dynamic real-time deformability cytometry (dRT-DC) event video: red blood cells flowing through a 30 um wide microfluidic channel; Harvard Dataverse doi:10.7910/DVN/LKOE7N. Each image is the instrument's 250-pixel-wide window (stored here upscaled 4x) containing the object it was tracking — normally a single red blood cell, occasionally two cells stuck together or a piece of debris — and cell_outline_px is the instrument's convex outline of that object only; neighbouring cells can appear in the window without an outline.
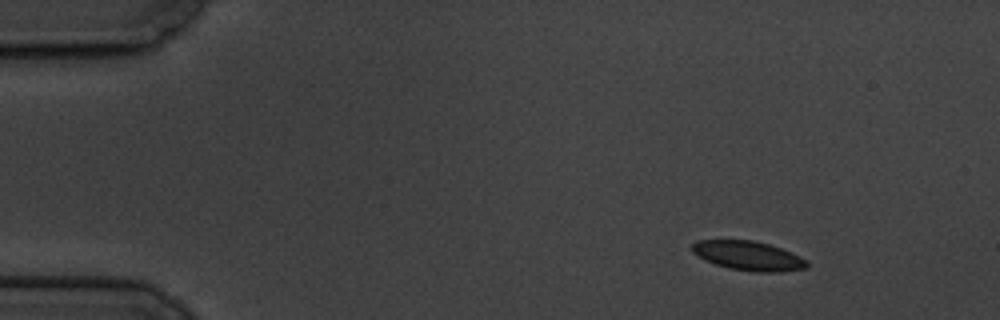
{"species": "common noctule bat (a hibernating species)", "species_latin": "Nyctalus noctula", "temperature_condition": "cold", "stored_images_in_passage": 4, "camera_frame_rate_fps": 3000, "um_per_image_px": 0.085, "animal": {"sex": "male", "body_mass_g": 19.5, "forearm_length_mm": 54.6}, "frame": {"image": 1, "passage_image": 1, "time_ms": 0.0, "image_size_px": [1000, 320], "cell_outline_px": [[808, 268], [780, 272], [756, 272], [728, 268], [704, 260], [692, 252], [692, 244], [696, 240], [752, 240], [768, 244], [780, 248], [800, 256], [808, 260]], "centroid_in_image_um": [63.61, 21.74], "position_along_channel_um": 21.4, "area_um2": 19.65}}
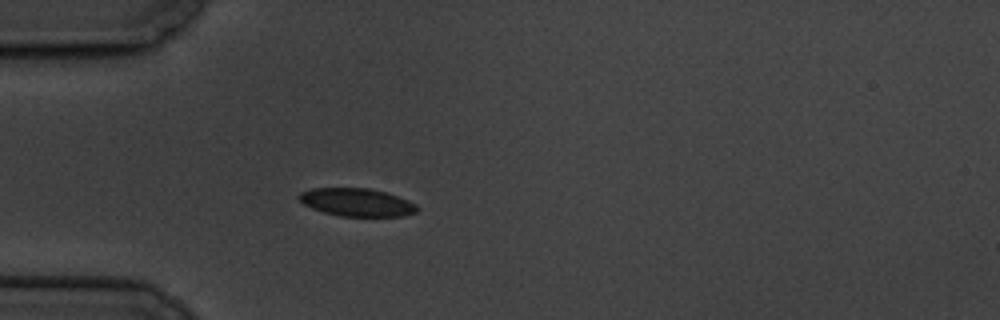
{"frame": {"image": 2, "passage_image": 4, "time_ms": 3.333, "image_size_px": [1000, 320], "cell_outline_px": [[420, 208], [416, 212], [404, 216], [340, 216], [324, 212], [312, 208], [304, 204], [296, 196], [300, 192], [312, 188], [368, 188], [388, 192], [408, 200], [416, 204]], "centroid_in_image_um": [30.35, 17.19], "position_along_channel_um": 54.7, "area_um2": 19.36}}